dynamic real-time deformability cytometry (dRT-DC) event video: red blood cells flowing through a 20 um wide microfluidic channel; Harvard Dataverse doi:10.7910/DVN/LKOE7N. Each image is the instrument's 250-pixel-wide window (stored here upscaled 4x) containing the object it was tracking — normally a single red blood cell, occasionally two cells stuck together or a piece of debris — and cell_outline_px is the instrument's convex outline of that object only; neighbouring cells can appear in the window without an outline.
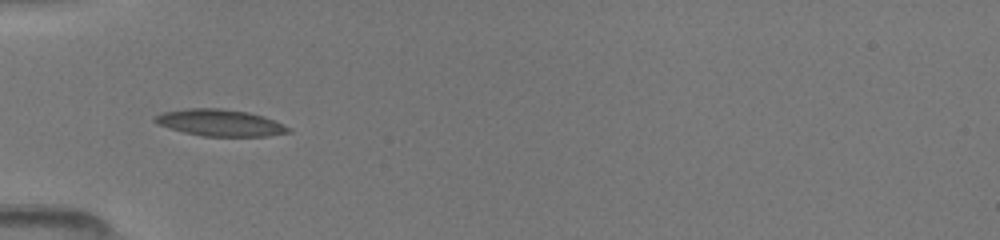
{"species": "common noctule bat (a hibernating species)", "species_latin": "Nyctalus noctula", "temperature_condition": "room temperature", "stored_images_in_passage": 49, "camera_frame_rate_fps": 3000, "um_per_image_px": 0.085, "animal": {"sex": "female", "body_mass_g": 19.5, "forearm_length_mm": 54.1}, "frame": {"image": 1, "passage_image": 5, "time_ms": 1.0, "image_size_px": [1000, 240], "cell_outline_px": [[292, 132], [268, 136], [200, 136], [184, 132], [156, 124], [152, 120], [152, 116], [164, 112], [184, 108], [220, 108], [248, 112], [264, 116], [292, 128]], "centroid_in_image_um": [18.69, 10.43], "position_along_channel_um": 66.3, "area_um2": 20.98}}
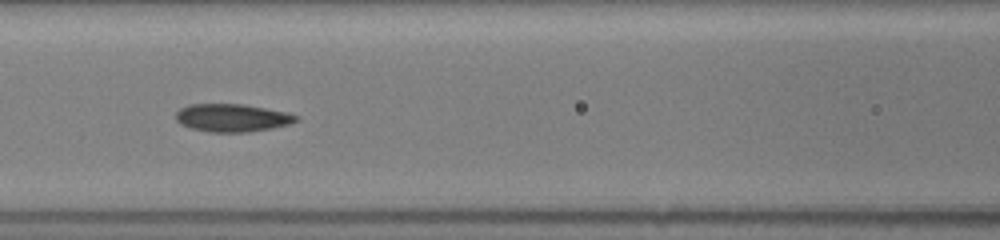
{"frame": {"image": 2, "passage_image": 17, "time_ms": 3.0, "image_size_px": [1000, 240], "cell_outline_px": [[300, 120], [292, 124], [272, 128], [248, 132], [208, 132], [188, 128], [180, 124], [176, 120], [176, 112], [180, 108], [188, 104], [244, 104], [288, 112], [300, 116]], "centroid_in_image_um": [19.76, 10.02], "position_along_channel_um": 146.8, "area_um2": 19.94}}
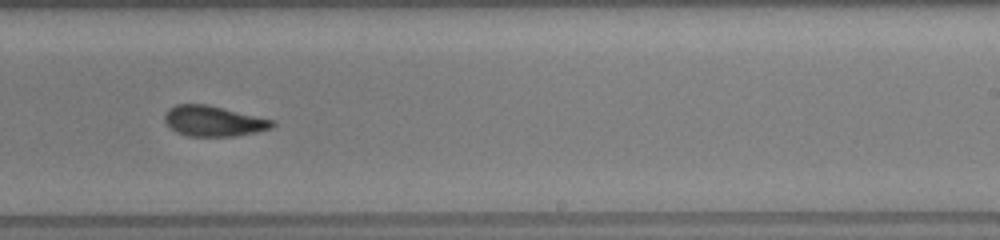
{"frame": {"image": 3, "passage_image": 31, "time_ms": 6.0, "image_size_px": [1000, 240], "cell_outline_px": [[276, 124], [272, 128], [256, 132], [236, 136], [188, 136], [176, 132], [164, 120], [164, 116], [168, 108], [176, 104], [208, 104], [276, 120]], "centroid_in_image_um": [18.19, 10.28], "position_along_channel_um": 270.8, "area_um2": 19.31}}